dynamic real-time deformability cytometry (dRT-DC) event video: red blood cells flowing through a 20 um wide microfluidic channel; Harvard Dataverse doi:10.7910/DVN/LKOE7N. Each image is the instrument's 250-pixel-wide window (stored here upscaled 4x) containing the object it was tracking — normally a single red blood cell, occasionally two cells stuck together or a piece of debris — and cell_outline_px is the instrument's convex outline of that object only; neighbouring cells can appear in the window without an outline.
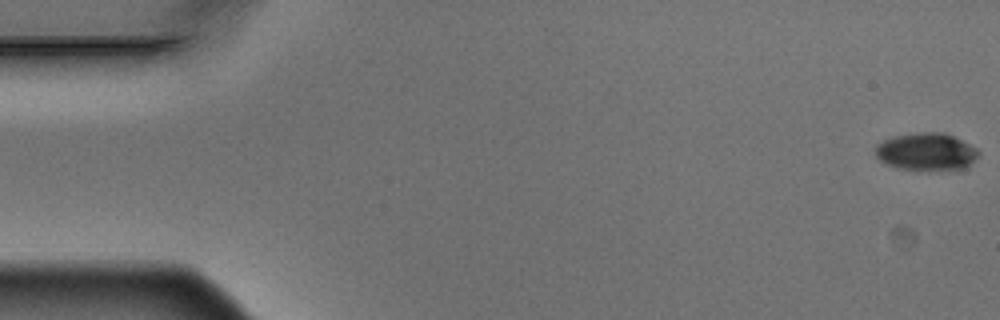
{"species": "Egyptian fruit bat (a non-hibernating species)", "species_latin": "Rousettus aegyptiacus", "temperature_condition": "warm", "stored_images_in_passage": 6, "segment_of_instrument_passage": [1, 2], "camera_frame_rate_fps": 3000, "um_per_image_px": 0.085, "animal": {"sex": "male"}, "frame": {"image": 1, "passage_image": 1, "time_ms": 0.0, "image_size_px": [1000, 320], "cell_outline_px": [[980, 152], [964, 168], [928, 172], [900, 168], [888, 164], [880, 160], [876, 156], [876, 144], [884, 140], [896, 136], [916, 132], [944, 132], [976, 148]], "centroid_in_image_um": [78.71, 12.91], "position_along_channel_um": 6.3, "area_um2": 22.48}}
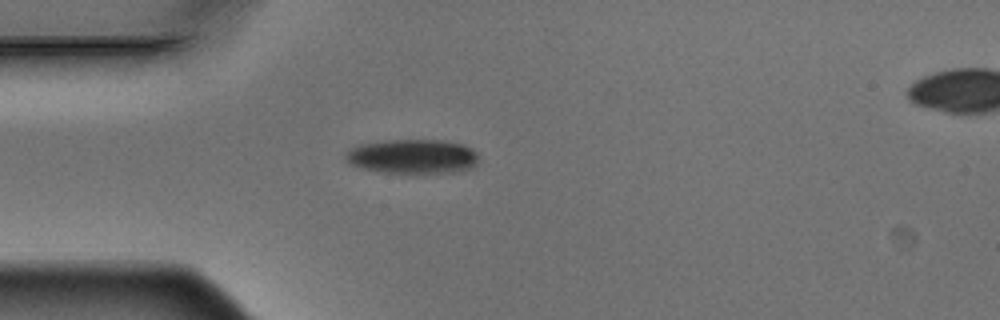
{"frame": {"image": 2, "passage_image": 5, "time_ms": 1.333, "image_size_px": [1000, 320], "cell_outline_px": [[480, 160], [472, 168], [456, 172], [384, 172], [364, 168], [352, 164], [344, 160], [344, 156], [352, 148], [360, 144], [384, 140], [444, 140], [464, 144], [472, 148], [476, 152]], "centroid_in_image_um": [35.13, 13.28], "position_along_channel_um": 49.9, "area_um2": 26.59}}